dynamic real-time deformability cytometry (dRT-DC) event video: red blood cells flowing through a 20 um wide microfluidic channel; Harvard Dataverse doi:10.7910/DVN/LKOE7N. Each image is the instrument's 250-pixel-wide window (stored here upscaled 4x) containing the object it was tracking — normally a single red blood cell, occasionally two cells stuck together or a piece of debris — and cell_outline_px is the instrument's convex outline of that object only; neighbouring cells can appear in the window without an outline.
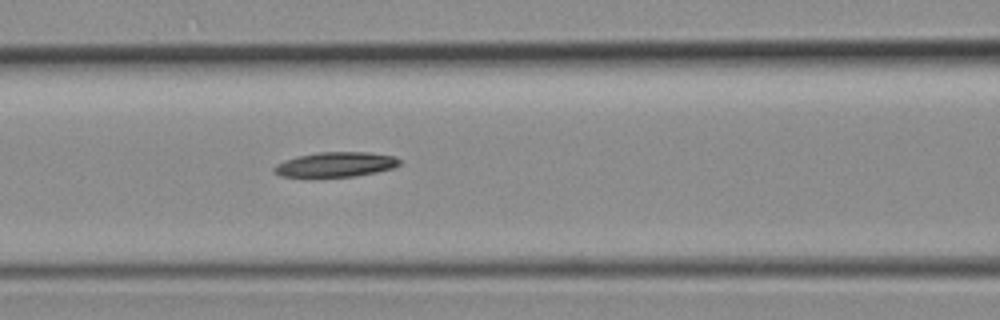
{"species": "common noctule bat (a hibernating species)", "species_latin": "Nyctalus noctula", "temperature_condition": "room temperature", "stored_images_in_passage": 5, "camera_frame_rate_fps": 3000, "um_per_image_px": 0.085, "animal": {"sex": "female", "body_mass_g": 19.3, "forearm_length_mm": 54.1}, "frame": {"image": 1, "passage_image": 5, "time_ms": 1.333, "image_size_px": [1000, 320], "cell_outline_px": [[400, 164], [392, 168], [376, 172], [356, 176], [280, 176], [272, 172], [272, 168], [276, 164], [284, 160], [296, 156], [320, 152], [368, 152], [392, 156], [400, 160]], "centroid_in_image_um": [28.48, 13.97], "position_along_channel_um": 138.1, "area_um2": 17.98}}